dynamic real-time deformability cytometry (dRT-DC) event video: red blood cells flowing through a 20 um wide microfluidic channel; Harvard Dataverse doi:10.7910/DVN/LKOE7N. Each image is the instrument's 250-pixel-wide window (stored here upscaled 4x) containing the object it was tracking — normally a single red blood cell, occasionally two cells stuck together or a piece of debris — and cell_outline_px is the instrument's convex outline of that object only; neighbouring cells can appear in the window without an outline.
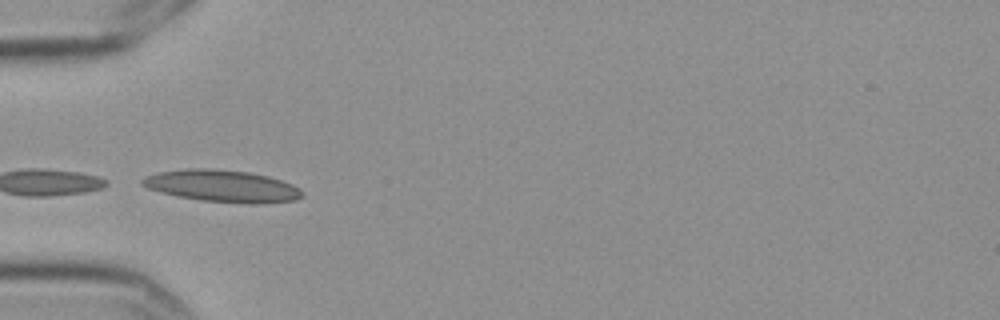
{"species": "Egyptian fruit bat (a non-hibernating species)", "species_latin": "Rousettus aegyptiacus", "temperature_condition": "cold", "stored_images_in_passage": 14, "camera_frame_rate_fps": 3000, "um_per_image_px": 0.085, "frame": {"image": 1, "passage_image": 4, "time_ms": 1.0, "image_size_px": [1000, 320], "cell_outline_px": [[304, 192], [296, 200], [264, 204], [248, 204], [200, 200], [160, 192], [148, 188], [140, 184], [140, 180], [148, 176], [160, 172], [184, 168], [212, 168], [248, 172], [268, 176], [292, 184], [300, 188]], "centroid_in_image_um": [18.92, 15.81], "position_along_channel_um": 66.1, "area_um2": 29.88}}
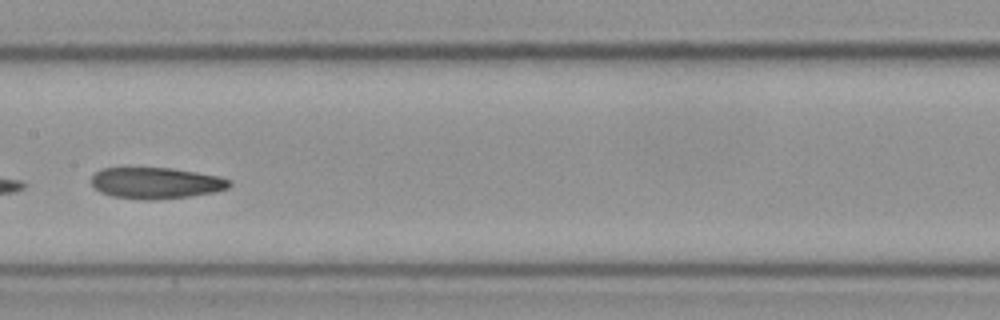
{"frame": {"image": 2, "passage_image": 7, "time_ms": 2.0, "image_size_px": [1000, 320], "cell_outline_px": [[232, 184], [228, 188], [216, 192], [188, 196], [152, 200], [144, 200], [112, 196], [100, 192], [92, 184], [92, 176], [100, 168], [172, 168], [220, 176], [232, 180]], "centroid_in_image_um": [13.29, 15.55], "position_along_channel_um": 194.1, "area_um2": 25.2}}
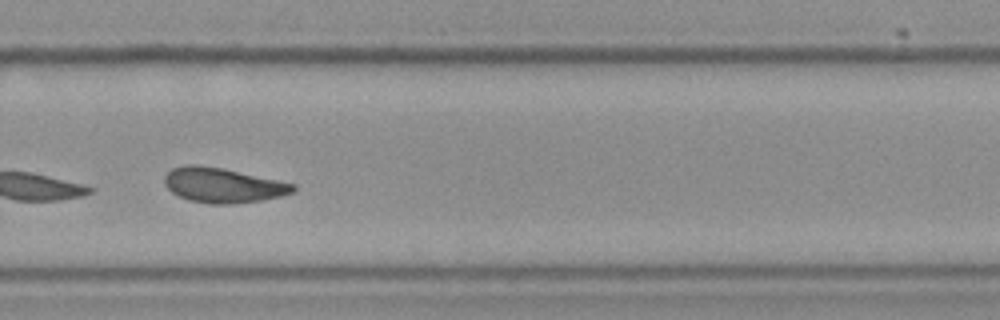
{"frame": {"image": 3, "passage_image": 10, "time_ms": 3.0, "image_size_px": [1000, 320], "cell_outline_px": [[296, 192], [264, 200], [232, 204], [212, 204], [188, 200], [172, 192], [164, 184], [164, 176], [172, 168], [184, 164], [200, 164], [224, 168], [296, 184]], "centroid_in_image_um": [18.95, 15.73], "position_along_channel_um": 310.8, "area_um2": 26.41}}